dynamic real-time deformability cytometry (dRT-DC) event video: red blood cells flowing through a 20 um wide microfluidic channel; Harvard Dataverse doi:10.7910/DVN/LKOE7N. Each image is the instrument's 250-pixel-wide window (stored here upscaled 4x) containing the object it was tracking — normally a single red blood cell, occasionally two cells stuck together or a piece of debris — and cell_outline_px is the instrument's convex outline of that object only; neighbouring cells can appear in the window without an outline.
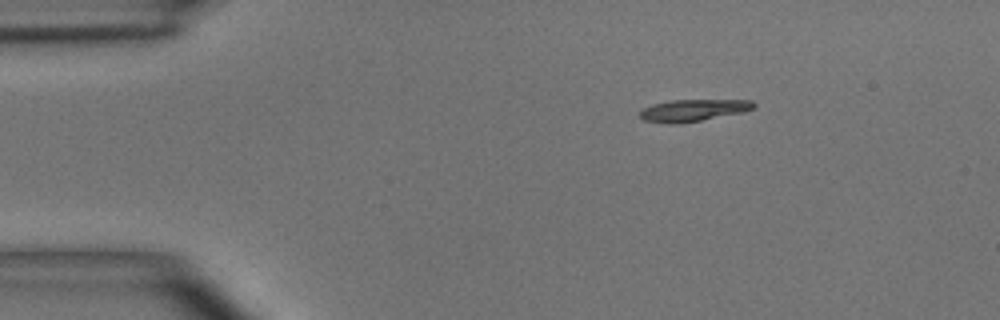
{"species": "common noctule bat (a hibernating species)", "species_latin": "Nyctalus noctula", "temperature_condition": "room temperature", "stored_images_in_passage": 3, "camera_frame_rate_fps": 3000, "um_per_image_px": 0.085, "animal": {"sex": "male", "body_mass_g": 15.6}, "frame": {"image": 1, "passage_image": 1, "time_ms": 0.0, "image_size_px": [1000, 320], "cell_outline_px": [[756, 104], [752, 108], [744, 112], [680, 124], [668, 124], [644, 120], [640, 116], [640, 108], [652, 104], [672, 100], [752, 100]], "centroid_in_image_um": [58.88, 9.38], "position_along_channel_um": 26.1, "area_um2": 14.62}}
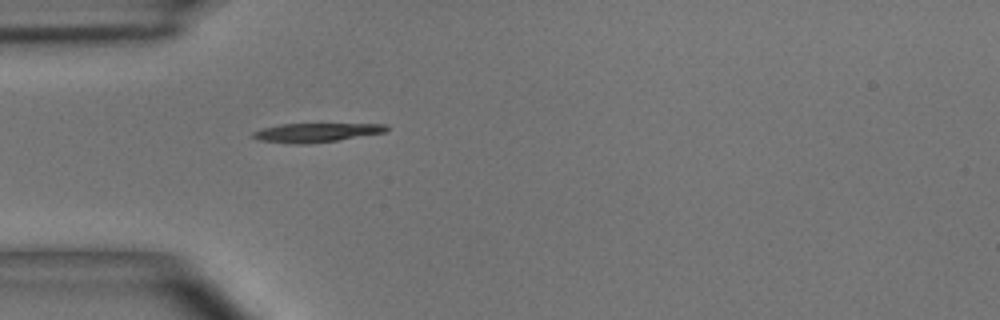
{"frame": {"image": 2, "passage_image": 3, "time_ms": 2.333, "image_size_px": [1000, 320], "cell_outline_px": [[388, 128], [384, 132], [336, 140], [304, 144], [296, 144], [260, 140], [252, 136], [252, 132], [260, 128], [280, 124], [388, 124]], "centroid_in_image_um": [26.81, 11.26], "position_along_channel_um": 58.2, "area_um2": 14.51}}